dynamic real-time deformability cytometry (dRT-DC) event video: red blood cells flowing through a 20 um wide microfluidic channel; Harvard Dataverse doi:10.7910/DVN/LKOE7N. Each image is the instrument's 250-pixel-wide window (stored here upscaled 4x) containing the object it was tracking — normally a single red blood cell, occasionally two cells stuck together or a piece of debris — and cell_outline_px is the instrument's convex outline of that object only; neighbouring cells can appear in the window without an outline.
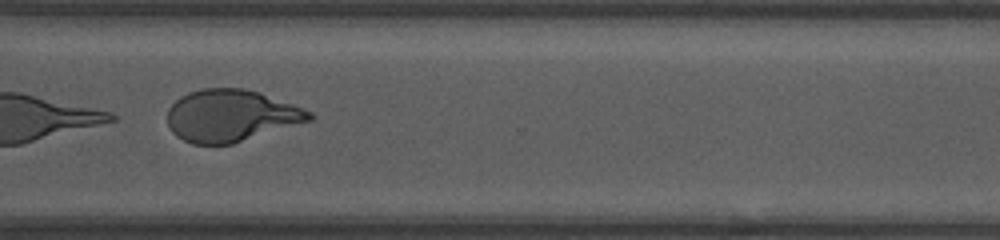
{"species": "human", "species_latin": "Homo sapiens", "temperature_condition": "room temperature", "stored_images_in_passage": 26, "camera_frame_rate_fps": 3000, "um_per_image_px": 0.085, "donor": {"sex": "female"}, "frame": {"image": 1, "passage_image": 22, "time_ms": 13.333, "image_size_px": [1000, 240], "cell_outline_px": [[316, 116], [312, 120], [232, 144], [192, 144], [176, 136], [172, 132], [168, 124], [168, 108], [180, 96], [188, 92], [200, 88], [244, 88], [260, 92], [292, 104], [312, 112]], "centroid_in_image_um": [19.62, 9.82], "position_along_channel_um": 351.0, "area_um2": 43.06}}